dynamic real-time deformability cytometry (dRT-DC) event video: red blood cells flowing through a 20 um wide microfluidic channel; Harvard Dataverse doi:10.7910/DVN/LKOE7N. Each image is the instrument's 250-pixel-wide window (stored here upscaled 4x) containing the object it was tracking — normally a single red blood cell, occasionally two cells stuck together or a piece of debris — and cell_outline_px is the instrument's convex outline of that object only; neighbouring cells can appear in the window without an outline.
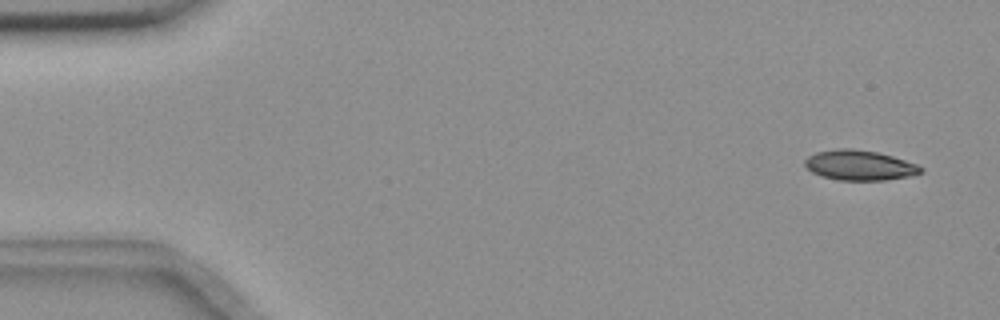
{"species": "common noctule bat (a hibernating species)", "species_latin": "Nyctalus noctula", "temperature_condition": "room temperature", "stored_images_in_passage": 54, "camera_frame_rate_fps": 3000, "um_per_image_px": 0.085, "animal": {"sex": "female", "body_mass_g": 18.4}, "frame": {"image": 1, "passage_image": 1, "time_ms": 0.0, "image_size_px": [1000, 320], "cell_outline_px": [[924, 172], [908, 176], [884, 180], [840, 180], [820, 176], [812, 172], [804, 164], [804, 160], [808, 156], [816, 152], [840, 148], [852, 148], [876, 152], [892, 156], [916, 164], [924, 168]], "centroid_in_image_um": [73.05, 14.04], "position_along_channel_um": 12.0, "area_um2": 20.23}}
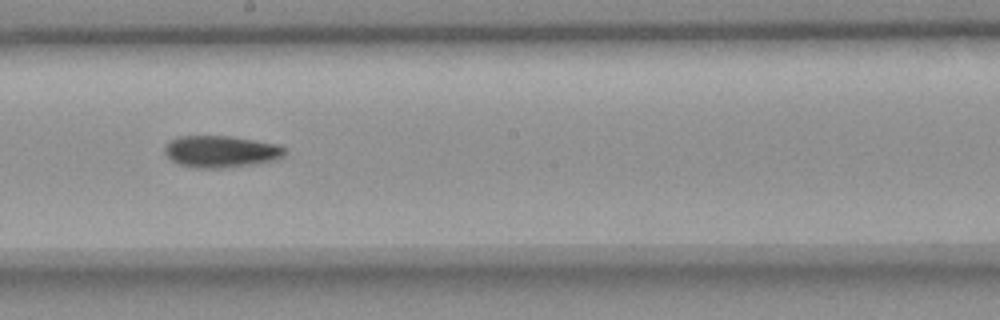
{"frame": {"image": 2, "passage_image": 29, "time_ms": 9.333, "image_size_px": [1000, 320], "cell_outline_px": [[284, 156], [272, 160], [248, 164], [220, 168], [192, 168], [180, 164], [172, 160], [164, 152], [164, 144], [168, 140], [180, 136], [228, 136], [276, 144], [284, 148]], "centroid_in_image_um": [18.68, 12.87], "position_along_channel_um": 229.5, "area_um2": 21.91}}
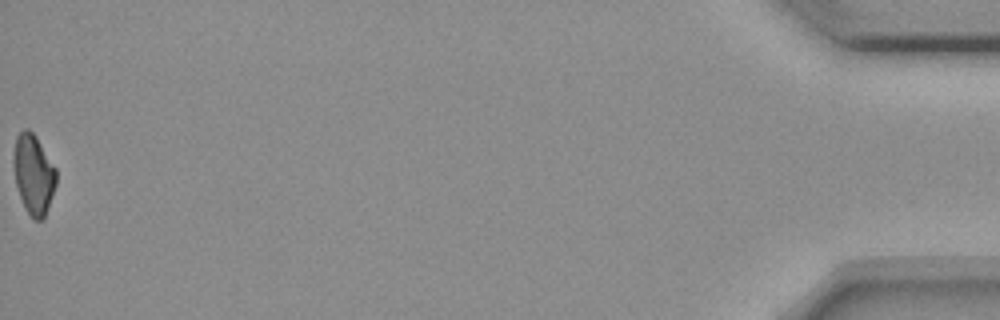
{"frame": {"image": 3, "passage_image": 54, "time_ms": 17.667, "image_size_px": [1000, 320], "cell_outline_px": [[56, 184], [44, 220], [36, 220], [28, 212], [20, 196], [16, 184], [12, 160], [12, 156], [16, 136], [24, 128], [28, 128], [36, 136], [56, 168]], "centroid_in_image_um": [2.84, 14.77], "position_along_channel_um": 432.4, "area_um2": 19.83}, "authors_computed_cell_mechanics": {"area_um2": 21.3282, "velocity_mm_per_s": 3.644, "shape_relaxation_time_tau1_ms": 9.6033, "shape_relaxation_time_tau2_ms": null, "deformation_change_tau1": 0.1846, "deformation_change_tau2": null}}